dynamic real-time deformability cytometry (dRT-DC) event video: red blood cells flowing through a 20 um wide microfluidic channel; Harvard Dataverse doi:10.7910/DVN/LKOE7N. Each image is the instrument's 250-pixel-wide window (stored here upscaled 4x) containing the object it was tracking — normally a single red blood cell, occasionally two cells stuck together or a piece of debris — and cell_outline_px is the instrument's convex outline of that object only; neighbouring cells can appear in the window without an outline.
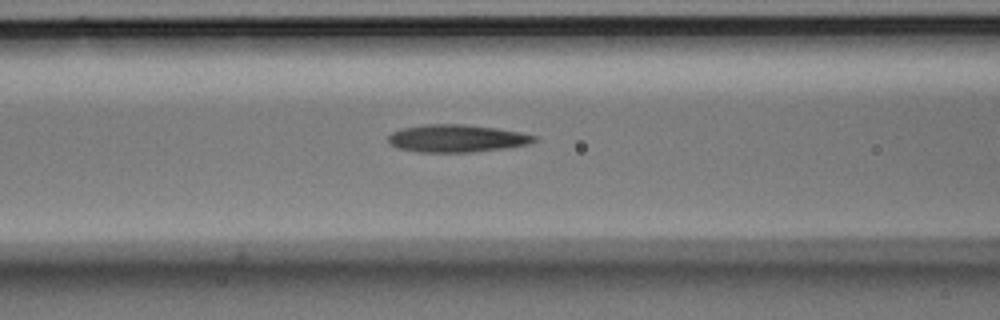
{"species": "Egyptian fruit bat (a non-hibernating species)", "species_latin": "Rousettus aegyptiacus", "temperature_condition": "room temperature", "stored_images_in_passage": 6, "camera_frame_rate_fps": 3000, "um_per_image_px": 0.085, "animal": {"sex": "male"}, "frame": {"image": 1, "passage_image": 5, "time_ms": 1.333, "image_size_px": [1000, 320], "cell_outline_px": [[536, 140], [528, 144], [504, 148], [472, 152], [420, 152], [400, 148], [392, 144], [388, 140], [388, 136], [392, 132], [404, 128], [424, 124], [464, 124], [496, 128], [520, 132], [536, 136]], "centroid_in_image_um": [38.83, 11.76], "position_along_channel_um": 127.8, "area_um2": 23.18}}